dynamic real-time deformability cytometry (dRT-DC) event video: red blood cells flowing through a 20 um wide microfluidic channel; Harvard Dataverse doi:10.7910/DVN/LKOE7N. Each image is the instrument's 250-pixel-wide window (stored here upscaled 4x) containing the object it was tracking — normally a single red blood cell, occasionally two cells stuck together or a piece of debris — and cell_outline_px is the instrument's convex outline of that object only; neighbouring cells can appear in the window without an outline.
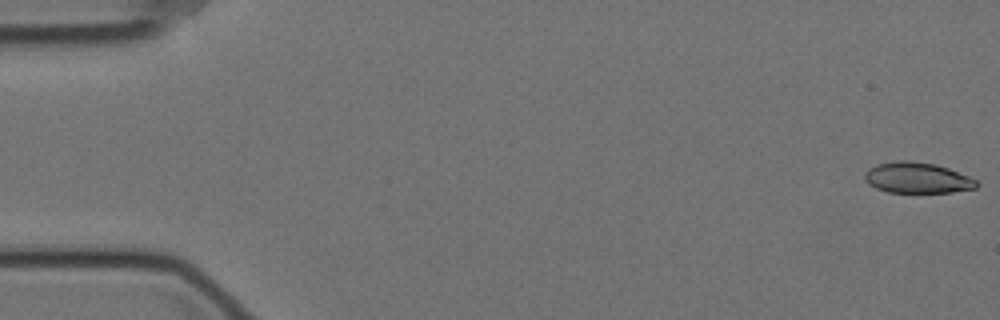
{"species": "Egyptian fruit bat (a non-hibernating species)", "species_latin": "Rousettus aegyptiacus", "temperature_condition": "cold", "stored_images_in_passage": 53, "camera_frame_rate_fps": 3000, "um_per_image_px": 0.085, "animal": {"sex": "female"}, "frame": {"image": 1, "passage_image": 1, "time_ms": 0.0, "image_size_px": [1000, 320], "cell_outline_px": [[980, 184], [976, 188], [952, 192], [888, 192], [876, 188], [868, 184], [864, 180], [864, 172], [868, 168], [876, 164], [900, 160], [908, 160], [936, 164], [948, 168], [968, 176], [976, 180]], "centroid_in_image_um": [77.94, 15.11], "position_along_channel_um": 7.1, "area_um2": 20.17}}
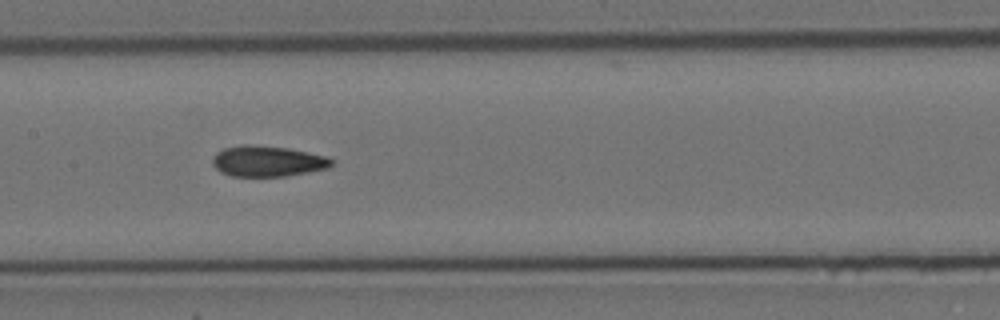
{"frame": {"image": 2, "passage_image": 28, "time_ms": 9.0, "image_size_px": [1000, 320], "cell_outline_px": [[332, 164], [328, 168], [308, 172], [284, 176], [232, 176], [220, 172], [212, 164], [212, 156], [216, 152], [224, 148], [244, 144], [248, 144], [288, 148], [328, 156], [332, 160]], "centroid_in_image_um": [22.72, 13.69], "position_along_channel_um": 184.7, "area_um2": 21.39}}
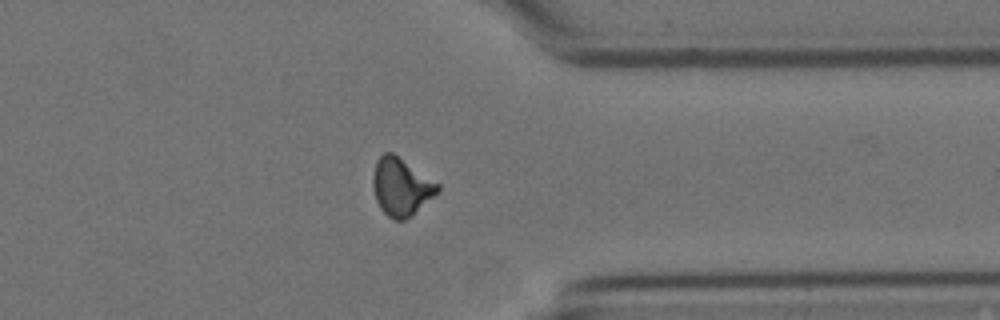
{"frame": {"image": 3, "passage_image": 45, "time_ms": 14.667, "image_size_px": [1000, 320], "cell_outline_px": [[440, 192], [412, 216], [404, 220], [396, 220], [388, 216], [380, 208], [376, 200], [372, 188], [372, 176], [376, 160], [384, 152], [392, 152], [440, 184]], "centroid_in_image_um": [34.1, 15.89], "position_along_channel_um": 377.3, "area_um2": 22.02}, "authors_computed_cell_mechanics": {"area_um2": 21.1548, "velocity_mm_per_s": 3.523, "shape_relaxation_time_tau1_ms": 11.0605, "shape_relaxation_time_tau2_ms": 3.2275, "deformation_change_tau1": 0.2189, "deformation_change_tau2": 0.0853}}